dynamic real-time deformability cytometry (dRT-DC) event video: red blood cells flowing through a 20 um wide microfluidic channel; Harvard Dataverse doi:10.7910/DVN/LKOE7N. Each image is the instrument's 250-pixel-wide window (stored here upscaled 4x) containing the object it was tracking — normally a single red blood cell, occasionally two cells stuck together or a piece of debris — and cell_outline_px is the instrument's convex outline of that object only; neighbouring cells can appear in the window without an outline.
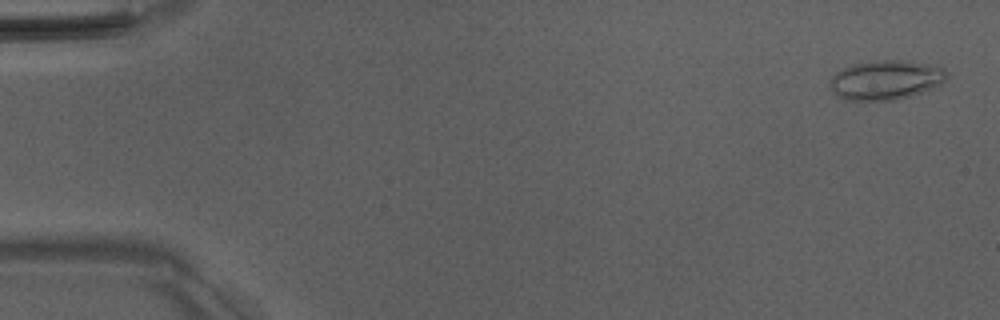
{"species": "Egyptian fruit bat (a non-hibernating species)", "species_latin": "Rousettus aegyptiacus", "temperature_condition": "room temperature", "stored_images_in_passage": 13, "camera_frame_rate_fps": 3000, "um_per_image_px": 0.085, "animal": {"sex": "male"}, "frame": {"image": 1, "passage_image": 2, "time_ms": 0.333, "image_size_px": [1000, 320], "cell_outline_px": [[948, 76], [940, 84], [932, 88], [912, 96], [896, 100], [848, 100], [832, 92], [832, 76], [836, 72], [852, 64], [880, 60], [908, 60], [940, 64], [948, 72]], "centroid_in_image_um": [75.39, 6.77], "position_along_channel_um": 9.6, "area_um2": 27.05}}